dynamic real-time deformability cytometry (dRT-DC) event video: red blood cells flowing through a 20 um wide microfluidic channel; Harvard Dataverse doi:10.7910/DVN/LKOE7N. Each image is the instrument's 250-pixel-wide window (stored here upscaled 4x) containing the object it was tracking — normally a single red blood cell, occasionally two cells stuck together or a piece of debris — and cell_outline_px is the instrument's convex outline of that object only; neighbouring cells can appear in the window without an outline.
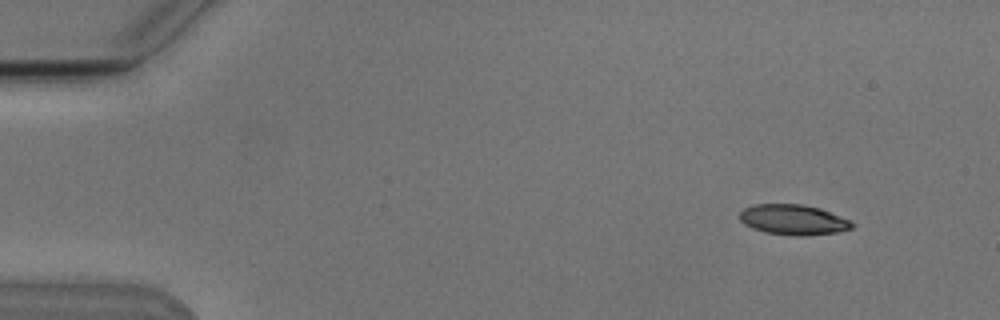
{"species": "Egyptian fruit bat (a non-hibernating species)", "species_latin": "Rousettus aegyptiacus", "temperature_condition": "cold", "stored_images_in_passage": 5, "camera_frame_rate_fps": 3000, "um_per_image_px": 0.085, "animal": {"sex": "male"}, "frame": {"image": 1, "passage_image": 1, "time_ms": 0.0, "image_size_px": [1000, 320], "cell_outline_px": [[856, 224], [852, 228], [840, 232], [808, 236], [792, 236], [764, 232], [752, 228], [744, 224], [740, 220], [740, 212], [744, 208], [756, 204], [800, 204], [820, 208], [852, 220]], "centroid_in_image_um": [67.48, 18.69], "position_along_channel_um": 17.5, "area_um2": 20.17}}